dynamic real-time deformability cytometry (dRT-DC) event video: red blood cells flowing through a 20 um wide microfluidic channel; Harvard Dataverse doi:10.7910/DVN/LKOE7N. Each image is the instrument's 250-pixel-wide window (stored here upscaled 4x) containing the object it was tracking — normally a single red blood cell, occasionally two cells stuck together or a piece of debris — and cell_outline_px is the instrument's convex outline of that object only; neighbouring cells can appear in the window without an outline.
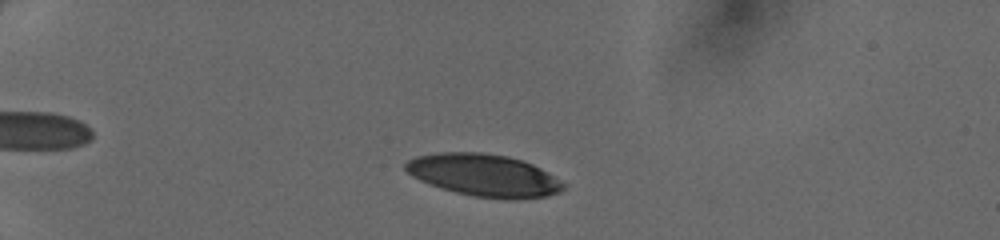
{"species": "human", "species_latin": "Homo sapiens", "temperature_condition": "cold", "stored_images_in_passage": 43, "camera_frame_rate_fps": 3000, "um_per_image_px": 0.085, "donor": {"sex": "female"}, "frame": {"image": 1, "passage_image": 8, "time_ms": 2.333, "image_size_px": [1000, 240], "cell_outline_px": [[564, 188], [560, 192], [548, 196], [512, 200], [476, 196], [456, 192], [440, 188], [420, 180], [412, 176], [404, 168], [404, 164], [408, 160], [416, 156], [440, 152], [480, 152], [508, 156], [532, 164], [540, 168], [560, 180], [564, 184]], "centroid_in_image_um": [41.13, 14.89], "position_along_channel_um": 43.9, "area_um2": 38.78}}
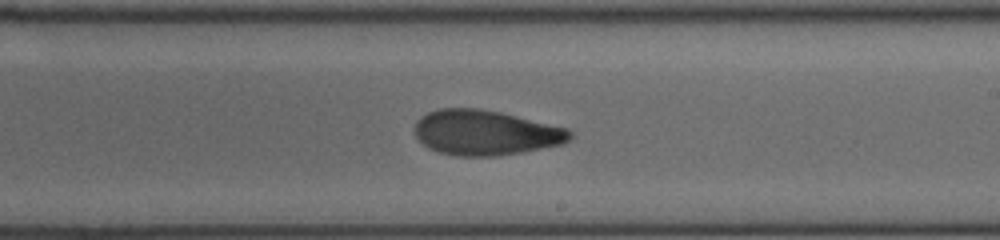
{"frame": {"image": 2, "passage_image": 26, "time_ms": 8.333, "image_size_px": [1000, 240], "cell_outline_px": [[572, 136], [568, 140], [560, 144], [520, 152], [496, 156], [456, 156], [440, 152], [428, 148], [416, 136], [416, 124], [428, 112], [440, 108], [480, 108], [500, 112], [568, 128], [572, 132]], "centroid_in_image_um": [41.27, 11.27], "position_along_channel_um": 247.7, "area_um2": 40.29}}
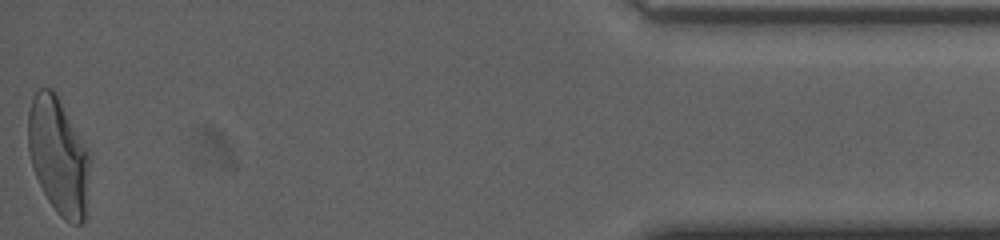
{"frame": {"image": 3, "passage_image": 43, "time_ms": 14.0, "image_size_px": [1000, 240], "cell_outline_px": [[88, 172], [84, 220], [80, 224], [72, 224], [64, 220], [56, 212], [48, 200], [32, 168], [28, 148], [28, 112], [32, 100], [36, 92], [40, 88], [52, 88], [88, 152]], "centroid_in_image_um": [4.92, 13.28], "position_along_channel_um": 430.3, "area_um2": 40.81}}